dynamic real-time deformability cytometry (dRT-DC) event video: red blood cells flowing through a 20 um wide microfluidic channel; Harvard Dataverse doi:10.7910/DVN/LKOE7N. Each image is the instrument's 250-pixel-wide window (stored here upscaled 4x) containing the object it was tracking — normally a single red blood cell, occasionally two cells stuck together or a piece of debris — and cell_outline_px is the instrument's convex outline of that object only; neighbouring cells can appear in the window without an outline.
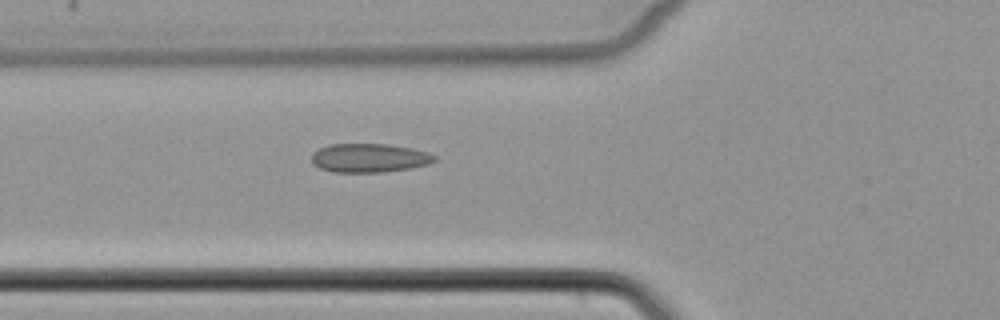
{"species": "common noctule bat (a hibernating species)", "species_latin": "Nyctalus noctula", "temperature_condition": "cold", "stored_images_in_passage": 5, "camera_frame_rate_fps": 3000, "um_per_image_px": 0.085, "animal": {"sex": "female", "body_mass_g": 22.7, "forearm_length_mm": 54.2}, "frame": {"image": 1, "passage_image": 5, "time_ms": 6.0, "image_size_px": [1000, 320], "cell_outline_px": [[436, 160], [428, 164], [408, 168], [380, 172], [332, 172], [320, 168], [312, 164], [312, 152], [328, 144], [388, 144], [412, 148], [428, 152], [436, 156]], "centroid_in_image_um": [31.36, 13.42], "position_along_channel_um": 94.4, "area_um2": 20.63}}